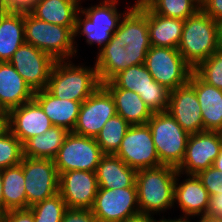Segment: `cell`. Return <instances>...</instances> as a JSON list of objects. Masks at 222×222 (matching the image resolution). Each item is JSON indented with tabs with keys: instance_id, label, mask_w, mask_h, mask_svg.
<instances>
[{
	"instance_id": "6da1fadb",
	"label": "cell",
	"mask_w": 222,
	"mask_h": 222,
	"mask_svg": "<svg viewBox=\"0 0 222 222\" xmlns=\"http://www.w3.org/2000/svg\"><path fill=\"white\" fill-rule=\"evenodd\" d=\"M150 47L148 6L133 5L109 42L98 49L95 67L101 84L128 67L144 64Z\"/></svg>"
},
{
	"instance_id": "7a4b0ae2",
	"label": "cell",
	"mask_w": 222,
	"mask_h": 222,
	"mask_svg": "<svg viewBox=\"0 0 222 222\" xmlns=\"http://www.w3.org/2000/svg\"><path fill=\"white\" fill-rule=\"evenodd\" d=\"M220 48L218 21L213 20L201 8L184 20L177 49L193 69Z\"/></svg>"
},
{
	"instance_id": "3957f363",
	"label": "cell",
	"mask_w": 222,
	"mask_h": 222,
	"mask_svg": "<svg viewBox=\"0 0 222 222\" xmlns=\"http://www.w3.org/2000/svg\"><path fill=\"white\" fill-rule=\"evenodd\" d=\"M177 172L169 165L137 170L135 184L140 213L154 215L174 207Z\"/></svg>"
},
{
	"instance_id": "277c9868",
	"label": "cell",
	"mask_w": 222,
	"mask_h": 222,
	"mask_svg": "<svg viewBox=\"0 0 222 222\" xmlns=\"http://www.w3.org/2000/svg\"><path fill=\"white\" fill-rule=\"evenodd\" d=\"M100 85L95 65L91 68L76 66L71 60H56L46 89L59 99L83 102Z\"/></svg>"
},
{
	"instance_id": "5b68a950",
	"label": "cell",
	"mask_w": 222,
	"mask_h": 222,
	"mask_svg": "<svg viewBox=\"0 0 222 222\" xmlns=\"http://www.w3.org/2000/svg\"><path fill=\"white\" fill-rule=\"evenodd\" d=\"M74 28L48 23L24 12L25 43L48 53L55 60H70L78 52L74 43Z\"/></svg>"
},
{
	"instance_id": "8992f818",
	"label": "cell",
	"mask_w": 222,
	"mask_h": 222,
	"mask_svg": "<svg viewBox=\"0 0 222 222\" xmlns=\"http://www.w3.org/2000/svg\"><path fill=\"white\" fill-rule=\"evenodd\" d=\"M118 0H103L98 5L89 6V8L80 7L77 13L74 28L75 37L81 35L87 37L86 42L90 45L97 44L103 48L112 38L114 32L118 29L121 17L133 7H128L124 13L117 10ZM83 18H81L82 16ZM85 16V17H84Z\"/></svg>"
},
{
	"instance_id": "52a82bcc",
	"label": "cell",
	"mask_w": 222,
	"mask_h": 222,
	"mask_svg": "<svg viewBox=\"0 0 222 222\" xmlns=\"http://www.w3.org/2000/svg\"><path fill=\"white\" fill-rule=\"evenodd\" d=\"M147 124L160 163L177 168L184 158L189 134L168 111L153 113Z\"/></svg>"
},
{
	"instance_id": "ba28073f",
	"label": "cell",
	"mask_w": 222,
	"mask_h": 222,
	"mask_svg": "<svg viewBox=\"0 0 222 222\" xmlns=\"http://www.w3.org/2000/svg\"><path fill=\"white\" fill-rule=\"evenodd\" d=\"M102 85L105 88H122L138 93L152 113L168 110L170 90L153 79L145 64L128 67Z\"/></svg>"
},
{
	"instance_id": "9c48e42d",
	"label": "cell",
	"mask_w": 222,
	"mask_h": 222,
	"mask_svg": "<svg viewBox=\"0 0 222 222\" xmlns=\"http://www.w3.org/2000/svg\"><path fill=\"white\" fill-rule=\"evenodd\" d=\"M144 64L153 79L170 91L187 84L194 71L178 49L169 47L151 46Z\"/></svg>"
},
{
	"instance_id": "30bf717a",
	"label": "cell",
	"mask_w": 222,
	"mask_h": 222,
	"mask_svg": "<svg viewBox=\"0 0 222 222\" xmlns=\"http://www.w3.org/2000/svg\"><path fill=\"white\" fill-rule=\"evenodd\" d=\"M26 209L59 192L60 175L53 159L23 157Z\"/></svg>"
},
{
	"instance_id": "8fae6325",
	"label": "cell",
	"mask_w": 222,
	"mask_h": 222,
	"mask_svg": "<svg viewBox=\"0 0 222 222\" xmlns=\"http://www.w3.org/2000/svg\"><path fill=\"white\" fill-rule=\"evenodd\" d=\"M103 155L95 138L69 132L53 160L59 175L71 170L95 172Z\"/></svg>"
},
{
	"instance_id": "7c38bea8",
	"label": "cell",
	"mask_w": 222,
	"mask_h": 222,
	"mask_svg": "<svg viewBox=\"0 0 222 222\" xmlns=\"http://www.w3.org/2000/svg\"><path fill=\"white\" fill-rule=\"evenodd\" d=\"M115 155L135 170L162 166L148 124L131 125Z\"/></svg>"
},
{
	"instance_id": "4fadbf2b",
	"label": "cell",
	"mask_w": 222,
	"mask_h": 222,
	"mask_svg": "<svg viewBox=\"0 0 222 222\" xmlns=\"http://www.w3.org/2000/svg\"><path fill=\"white\" fill-rule=\"evenodd\" d=\"M91 211L98 222H124L140 213L137 187L98 188Z\"/></svg>"
},
{
	"instance_id": "5bb4252c",
	"label": "cell",
	"mask_w": 222,
	"mask_h": 222,
	"mask_svg": "<svg viewBox=\"0 0 222 222\" xmlns=\"http://www.w3.org/2000/svg\"><path fill=\"white\" fill-rule=\"evenodd\" d=\"M117 114L115 102L109 91L101 84L81 104L73 133L95 138L104 124Z\"/></svg>"
},
{
	"instance_id": "9a60e30c",
	"label": "cell",
	"mask_w": 222,
	"mask_h": 222,
	"mask_svg": "<svg viewBox=\"0 0 222 222\" xmlns=\"http://www.w3.org/2000/svg\"><path fill=\"white\" fill-rule=\"evenodd\" d=\"M9 62L35 92L47 87L56 60L33 45L24 43Z\"/></svg>"
},
{
	"instance_id": "2e32d148",
	"label": "cell",
	"mask_w": 222,
	"mask_h": 222,
	"mask_svg": "<svg viewBox=\"0 0 222 222\" xmlns=\"http://www.w3.org/2000/svg\"><path fill=\"white\" fill-rule=\"evenodd\" d=\"M221 147V132L205 130L189 135L185 155L181 164L176 168L177 171L181 174L196 175L213 166Z\"/></svg>"
},
{
	"instance_id": "e0dca14e",
	"label": "cell",
	"mask_w": 222,
	"mask_h": 222,
	"mask_svg": "<svg viewBox=\"0 0 222 222\" xmlns=\"http://www.w3.org/2000/svg\"><path fill=\"white\" fill-rule=\"evenodd\" d=\"M98 188L95 172L71 170L60 174L59 193L68 208L91 209Z\"/></svg>"
},
{
	"instance_id": "ac0fdd59",
	"label": "cell",
	"mask_w": 222,
	"mask_h": 222,
	"mask_svg": "<svg viewBox=\"0 0 222 222\" xmlns=\"http://www.w3.org/2000/svg\"><path fill=\"white\" fill-rule=\"evenodd\" d=\"M5 126L24 144L29 138L49 130L53 124L33 99L11 109L6 114Z\"/></svg>"
},
{
	"instance_id": "d6986e66",
	"label": "cell",
	"mask_w": 222,
	"mask_h": 222,
	"mask_svg": "<svg viewBox=\"0 0 222 222\" xmlns=\"http://www.w3.org/2000/svg\"><path fill=\"white\" fill-rule=\"evenodd\" d=\"M167 111L189 135L204 131L201 106L189 83L170 91Z\"/></svg>"
},
{
	"instance_id": "ffe728a7",
	"label": "cell",
	"mask_w": 222,
	"mask_h": 222,
	"mask_svg": "<svg viewBox=\"0 0 222 222\" xmlns=\"http://www.w3.org/2000/svg\"><path fill=\"white\" fill-rule=\"evenodd\" d=\"M180 176L181 173L177 172L174 184V203L177 202L176 204L185 217H205L209 202L208 191L196 175H187L188 178L179 184L178 177Z\"/></svg>"
},
{
	"instance_id": "44dd1931",
	"label": "cell",
	"mask_w": 222,
	"mask_h": 222,
	"mask_svg": "<svg viewBox=\"0 0 222 222\" xmlns=\"http://www.w3.org/2000/svg\"><path fill=\"white\" fill-rule=\"evenodd\" d=\"M188 83L194 88L201 106L204 131L222 133V90L204 82L194 71Z\"/></svg>"
},
{
	"instance_id": "7402d4cb",
	"label": "cell",
	"mask_w": 222,
	"mask_h": 222,
	"mask_svg": "<svg viewBox=\"0 0 222 222\" xmlns=\"http://www.w3.org/2000/svg\"><path fill=\"white\" fill-rule=\"evenodd\" d=\"M34 98V91L8 61L0 62V107L7 114L11 109Z\"/></svg>"
},
{
	"instance_id": "603a6c76",
	"label": "cell",
	"mask_w": 222,
	"mask_h": 222,
	"mask_svg": "<svg viewBox=\"0 0 222 222\" xmlns=\"http://www.w3.org/2000/svg\"><path fill=\"white\" fill-rule=\"evenodd\" d=\"M33 99L41 106L53 126L73 131L82 102L59 99L46 88L35 91Z\"/></svg>"
},
{
	"instance_id": "cb8c5ba5",
	"label": "cell",
	"mask_w": 222,
	"mask_h": 222,
	"mask_svg": "<svg viewBox=\"0 0 222 222\" xmlns=\"http://www.w3.org/2000/svg\"><path fill=\"white\" fill-rule=\"evenodd\" d=\"M95 173L99 188L136 187L137 170L127 166L115 154H104Z\"/></svg>"
},
{
	"instance_id": "d4e9b609",
	"label": "cell",
	"mask_w": 222,
	"mask_h": 222,
	"mask_svg": "<svg viewBox=\"0 0 222 222\" xmlns=\"http://www.w3.org/2000/svg\"><path fill=\"white\" fill-rule=\"evenodd\" d=\"M80 2L81 0H37L29 12L48 23L75 27Z\"/></svg>"
},
{
	"instance_id": "484cf974",
	"label": "cell",
	"mask_w": 222,
	"mask_h": 222,
	"mask_svg": "<svg viewBox=\"0 0 222 222\" xmlns=\"http://www.w3.org/2000/svg\"><path fill=\"white\" fill-rule=\"evenodd\" d=\"M24 43V12L4 9L0 13V62H9Z\"/></svg>"
},
{
	"instance_id": "4316f807",
	"label": "cell",
	"mask_w": 222,
	"mask_h": 222,
	"mask_svg": "<svg viewBox=\"0 0 222 222\" xmlns=\"http://www.w3.org/2000/svg\"><path fill=\"white\" fill-rule=\"evenodd\" d=\"M183 24L184 20L156 14L148 7V29L151 46L177 49L182 37Z\"/></svg>"
},
{
	"instance_id": "83f0119b",
	"label": "cell",
	"mask_w": 222,
	"mask_h": 222,
	"mask_svg": "<svg viewBox=\"0 0 222 222\" xmlns=\"http://www.w3.org/2000/svg\"><path fill=\"white\" fill-rule=\"evenodd\" d=\"M114 99L116 112L130 125L147 124L152 111L138 93L122 88H106Z\"/></svg>"
},
{
	"instance_id": "f1b7e54d",
	"label": "cell",
	"mask_w": 222,
	"mask_h": 222,
	"mask_svg": "<svg viewBox=\"0 0 222 222\" xmlns=\"http://www.w3.org/2000/svg\"><path fill=\"white\" fill-rule=\"evenodd\" d=\"M68 134L65 128L52 126L23 144V157L54 159Z\"/></svg>"
},
{
	"instance_id": "f546056e",
	"label": "cell",
	"mask_w": 222,
	"mask_h": 222,
	"mask_svg": "<svg viewBox=\"0 0 222 222\" xmlns=\"http://www.w3.org/2000/svg\"><path fill=\"white\" fill-rule=\"evenodd\" d=\"M3 214L12 209H26V190L22 162L2 170Z\"/></svg>"
},
{
	"instance_id": "4dcf8cb0",
	"label": "cell",
	"mask_w": 222,
	"mask_h": 222,
	"mask_svg": "<svg viewBox=\"0 0 222 222\" xmlns=\"http://www.w3.org/2000/svg\"><path fill=\"white\" fill-rule=\"evenodd\" d=\"M130 126L118 114L108 119L99 134L95 137L103 154H116Z\"/></svg>"
},
{
	"instance_id": "1f68e13d",
	"label": "cell",
	"mask_w": 222,
	"mask_h": 222,
	"mask_svg": "<svg viewBox=\"0 0 222 222\" xmlns=\"http://www.w3.org/2000/svg\"><path fill=\"white\" fill-rule=\"evenodd\" d=\"M154 13L186 20L200 8V0H148L145 3Z\"/></svg>"
},
{
	"instance_id": "d6a6232c",
	"label": "cell",
	"mask_w": 222,
	"mask_h": 222,
	"mask_svg": "<svg viewBox=\"0 0 222 222\" xmlns=\"http://www.w3.org/2000/svg\"><path fill=\"white\" fill-rule=\"evenodd\" d=\"M22 159V142L6 126L0 127V170L20 164Z\"/></svg>"
},
{
	"instance_id": "836d02e7",
	"label": "cell",
	"mask_w": 222,
	"mask_h": 222,
	"mask_svg": "<svg viewBox=\"0 0 222 222\" xmlns=\"http://www.w3.org/2000/svg\"><path fill=\"white\" fill-rule=\"evenodd\" d=\"M67 208L59 192L29 207L33 213L34 222H61Z\"/></svg>"
},
{
	"instance_id": "e575fe53",
	"label": "cell",
	"mask_w": 222,
	"mask_h": 222,
	"mask_svg": "<svg viewBox=\"0 0 222 222\" xmlns=\"http://www.w3.org/2000/svg\"><path fill=\"white\" fill-rule=\"evenodd\" d=\"M194 72L207 84L222 90V48L202 61Z\"/></svg>"
},
{
	"instance_id": "d590c367",
	"label": "cell",
	"mask_w": 222,
	"mask_h": 222,
	"mask_svg": "<svg viewBox=\"0 0 222 222\" xmlns=\"http://www.w3.org/2000/svg\"><path fill=\"white\" fill-rule=\"evenodd\" d=\"M209 196L222 193V173L211 166L196 174Z\"/></svg>"
},
{
	"instance_id": "8d00e7d4",
	"label": "cell",
	"mask_w": 222,
	"mask_h": 222,
	"mask_svg": "<svg viewBox=\"0 0 222 222\" xmlns=\"http://www.w3.org/2000/svg\"><path fill=\"white\" fill-rule=\"evenodd\" d=\"M61 222H98L91 209L67 208Z\"/></svg>"
},
{
	"instance_id": "74e56055",
	"label": "cell",
	"mask_w": 222,
	"mask_h": 222,
	"mask_svg": "<svg viewBox=\"0 0 222 222\" xmlns=\"http://www.w3.org/2000/svg\"><path fill=\"white\" fill-rule=\"evenodd\" d=\"M0 222H34V217L29 208L12 209L0 215Z\"/></svg>"
},
{
	"instance_id": "f35d334b",
	"label": "cell",
	"mask_w": 222,
	"mask_h": 222,
	"mask_svg": "<svg viewBox=\"0 0 222 222\" xmlns=\"http://www.w3.org/2000/svg\"><path fill=\"white\" fill-rule=\"evenodd\" d=\"M205 219L222 222V193L209 196Z\"/></svg>"
},
{
	"instance_id": "ab89813d",
	"label": "cell",
	"mask_w": 222,
	"mask_h": 222,
	"mask_svg": "<svg viewBox=\"0 0 222 222\" xmlns=\"http://www.w3.org/2000/svg\"><path fill=\"white\" fill-rule=\"evenodd\" d=\"M201 9L213 20L222 19V0H200Z\"/></svg>"
},
{
	"instance_id": "60d3db41",
	"label": "cell",
	"mask_w": 222,
	"mask_h": 222,
	"mask_svg": "<svg viewBox=\"0 0 222 222\" xmlns=\"http://www.w3.org/2000/svg\"><path fill=\"white\" fill-rule=\"evenodd\" d=\"M37 0H4L6 11L29 12Z\"/></svg>"
},
{
	"instance_id": "b9f144b4",
	"label": "cell",
	"mask_w": 222,
	"mask_h": 222,
	"mask_svg": "<svg viewBox=\"0 0 222 222\" xmlns=\"http://www.w3.org/2000/svg\"><path fill=\"white\" fill-rule=\"evenodd\" d=\"M153 218L154 217H151V214L139 213L135 216L129 217L124 222H157V220Z\"/></svg>"
},
{
	"instance_id": "7bdbcfd3",
	"label": "cell",
	"mask_w": 222,
	"mask_h": 222,
	"mask_svg": "<svg viewBox=\"0 0 222 222\" xmlns=\"http://www.w3.org/2000/svg\"><path fill=\"white\" fill-rule=\"evenodd\" d=\"M213 167H215L219 172L222 173V147L220 149L219 155L213 163Z\"/></svg>"
},
{
	"instance_id": "ee69618b",
	"label": "cell",
	"mask_w": 222,
	"mask_h": 222,
	"mask_svg": "<svg viewBox=\"0 0 222 222\" xmlns=\"http://www.w3.org/2000/svg\"><path fill=\"white\" fill-rule=\"evenodd\" d=\"M191 220L189 219V217H185V216H180V218L178 219H160V220H157V222H190Z\"/></svg>"
},
{
	"instance_id": "f6af8a7d",
	"label": "cell",
	"mask_w": 222,
	"mask_h": 222,
	"mask_svg": "<svg viewBox=\"0 0 222 222\" xmlns=\"http://www.w3.org/2000/svg\"><path fill=\"white\" fill-rule=\"evenodd\" d=\"M2 170H0V215L3 214V193H2Z\"/></svg>"
},
{
	"instance_id": "bcb514c9",
	"label": "cell",
	"mask_w": 222,
	"mask_h": 222,
	"mask_svg": "<svg viewBox=\"0 0 222 222\" xmlns=\"http://www.w3.org/2000/svg\"><path fill=\"white\" fill-rule=\"evenodd\" d=\"M218 29H219V40L222 48V19L218 21Z\"/></svg>"
},
{
	"instance_id": "7dc6e473",
	"label": "cell",
	"mask_w": 222,
	"mask_h": 222,
	"mask_svg": "<svg viewBox=\"0 0 222 222\" xmlns=\"http://www.w3.org/2000/svg\"><path fill=\"white\" fill-rule=\"evenodd\" d=\"M0 121H6V113L0 107Z\"/></svg>"
},
{
	"instance_id": "c3c4849f",
	"label": "cell",
	"mask_w": 222,
	"mask_h": 222,
	"mask_svg": "<svg viewBox=\"0 0 222 222\" xmlns=\"http://www.w3.org/2000/svg\"><path fill=\"white\" fill-rule=\"evenodd\" d=\"M148 0H137L134 5L145 4Z\"/></svg>"
},
{
	"instance_id": "681fc988",
	"label": "cell",
	"mask_w": 222,
	"mask_h": 222,
	"mask_svg": "<svg viewBox=\"0 0 222 222\" xmlns=\"http://www.w3.org/2000/svg\"><path fill=\"white\" fill-rule=\"evenodd\" d=\"M197 222H217V221H212V220H209V219H205L204 217H201L199 221Z\"/></svg>"
},
{
	"instance_id": "f907efd6",
	"label": "cell",
	"mask_w": 222,
	"mask_h": 222,
	"mask_svg": "<svg viewBox=\"0 0 222 222\" xmlns=\"http://www.w3.org/2000/svg\"><path fill=\"white\" fill-rule=\"evenodd\" d=\"M4 10L3 3L0 2V13Z\"/></svg>"
},
{
	"instance_id": "816d5d0a",
	"label": "cell",
	"mask_w": 222,
	"mask_h": 222,
	"mask_svg": "<svg viewBox=\"0 0 222 222\" xmlns=\"http://www.w3.org/2000/svg\"><path fill=\"white\" fill-rule=\"evenodd\" d=\"M6 121H0V127L5 126Z\"/></svg>"
}]
</instances>
